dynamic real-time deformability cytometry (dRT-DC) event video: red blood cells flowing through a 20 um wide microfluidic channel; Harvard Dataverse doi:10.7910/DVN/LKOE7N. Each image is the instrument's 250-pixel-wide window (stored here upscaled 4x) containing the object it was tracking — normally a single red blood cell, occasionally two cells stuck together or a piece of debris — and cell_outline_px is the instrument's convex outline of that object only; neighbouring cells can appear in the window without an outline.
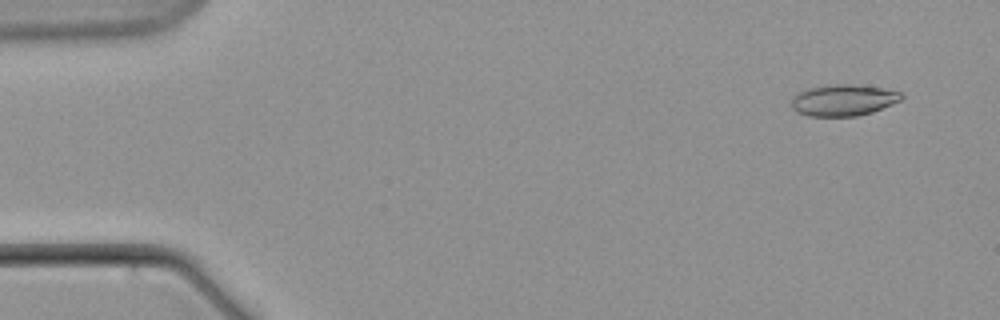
{"species": "common noctule bat (a hibernating species)", "species_latin": "Nyctalus noctula", "temperature_condition": "warm", "stored_images_in_passage": 5, "camera_frame_rate_fps": 3000, "um_per_image_px": 0.085, "animal": {"sex": "male", "body_mass_g": 21.5, "forearm_length_mm": 52.0}, "frame": {"image": 1, "passage_image": 2, "time_ms": 1.333, "image_size_px": [1000, 320], "cell_outline_px": [[904, 96], [900, 100], [892, 104], [872, 112], [856, 116], [808, 116], [796, 112], [792, 108], [792, 96], [808, 88], [836, 84], [852, 84], [880, 88], [900, 92]], "centroid_in_image_um": [71.66, 8.52], "position_along_channel_um": 13.3, "area_um2": 19.94}}